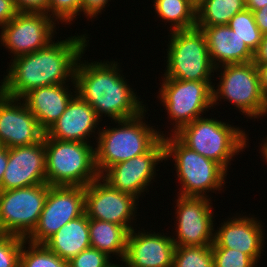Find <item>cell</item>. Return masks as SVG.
I'll return each mask as SVG.
<instances>
[{
	"instance_id": "6da1fadb",
	"label": "cell",
	"mask_w": 267,
	"mask_h": 267,
	"mask_svg": "<svg viewBox=\"0 0 267 267\" xmlns=\"http://www.w3.org/2000/svg\"><path fill=\"white\" fill-rule=\"evenodd\" d=\"M87 35L52 41L33 53L12 59L7 75L1 80L0 91L9 97L22 98L29 91L42 86L71 84L75 86V70L85 53ZM68 80V81H67Z\"/></svg>"
},
{
	"instance_id": "7a4b0ae2",
	"label": "cell",
	"mask_w": 267,
	"mask_h": 267,
	"mask_svg": "<svg viewBox=\"0 0 267 267\" xmlns=\"http://www.w3.org/2000/svg\"><path fill=\"white\" fill-rule=\"evenodd\" d=\"M81 58L75 70L73 92L89 103L98 117L105 114L118 121L136 117L146 109L120 74L119 63L114 60L83 62Z\"/></svg>"
},
{
	"instance_id": "3957f363",
	"label": "cell",
	"mask_w": 267,
	"mask_h": 267,
	"mask_svg": "<svg viewBox=\"0 0 267 267\" xmlns=\"http://www.w3.org/2000/svg\"><path fill=\"white\" fill-rule=\"evenodd\" d=\"M146 110L136 117L113 121L118 123L117 128L98 127L95 164L99 175L117 163L150 151L162 139L163 132L143 122Z\"/></svg>"
},
{
	"instance_id": "277c9868",
	"label": "cell",
	"mask_w": 267,
	"mask_h": 267,
	"mask_svg": "<svg viewBox=\"0 0 267 267\" xmlns=\"http://www.w3.org/2000/svg\"><path fill=\"white\" fill-rule=\"evenodd\" d=\"M240 129L216 118L201 117L183 126L174 135L185 146L227 171L232 157L247 147L248 135Z\"/></svg>"
},
{
	"instance_id": "5b68a950",
	"label": "cell",
	"mask_w": 267,
	"mask_h": 267,
	"mask_svg": "<svg viewBox=\"0 0 267 267\" xmlns=\"http://www.w3.org/2000/svg\"><path fill=\"white\" fill-rule=\"evenodd\" d=\"M44 144L48 185L86 187L100 176L91 143L56 140L45 134Z\"/></svg>"
},
{
	"instance_id": "8992f818",
	"label": "cell",
	"mask_w": 267,
	"mask_h": 267,
	"mask_svg": "<svg viewBox=\"0 0 267 267\" xmlns=\"http://www.w3.org/2000/svg\"><path fill=\"white\" fill-rule=\"evenodd\" d=\"M164 158H173L182 184L178 195L208 197L206 192L222 190L227 172L221 165L185 146L174 134L163 136ZM221 188V189H220Z\"/></svg>"
},
{
	"instance_id": "52a82bcc",
	"label": "cell",
	"mask_w": 267,
	"mask_h": 267,
	"mask_svg": "<svg viewBox=\"0 0 267 267\" xmlns=\"http://www.w3.org/2000/svg\"><path fill=\"white\" fill-rule=\"evenodd\" d=\"M167 44L164 78L182 81H211L217 72L211 62L205 35L197 27L171 31Z\"/></svg>"
},
{
	"instance_id": "ba28073f",
	"label": "cell",
	"mask_w": 267,
	"mask_h": 267,
	"mask_svg": "<svg viewBox=\"0 0 267 267\" xmlns=\"http://www.w3.org/2000/svg\"><path fill=\"white\" fill-rule=\"evenodd\" d=\"M222 68L224 70L219 75V84L212 89L213 106L218 105V100L225 99L250 119L266 116L267 99L262 94L259 73L254 62L227 64L220 69Z\"/></svg>"
},
{
	"instance_id": "9c48e42d",
	"label": "cell",
	"mask_w": 267,
	"mask_h": 267,
	"mask_svg": "<svg viewBox=\"0 0 267 267\" xmlns=\"http://www.w3.org/2000/svg\"><path fill=\"white\" fill-rule=\"evenodd\" d=\"M162 81L157 98L173 122L172 134L201 118L207 109L213 108L212 89L215 85H212V81H182L172 78H164Z\"/></svg>"
},
{
	"instance_id": "30bf717a",
	"label": "cell",
	"mask_w": 267,
	"mask_h": 267,
	"mask_svg": "<svg viewBox=\"0 0 267 267\" xmlns=\"http://www.w3.org/2000/svg\"><path fill=\"white\" fill-rule=\"evenodd\" d=\"M47 194V183L0 190V234L26 239L38 223Z\"/></svg>"
},
{
	"instance_id": "8fae6325",
	"label": "cell",
	"mask_w": 267,
	"mask_h": 267,
	"mask_svg": "<svg viewBox=\"0 0 267 267\" xmlns=\"http://www.w3.org/2000/svg\"><path fill=\"white\" fill-rule=\"evenodd\" d=\"M85 213V187L50 186L41 215L27 243L44 244L67 222Z\"/></svg>"
},
{
	"instance_id": "7c38bea8",
	"label": "cell",
	"mask_w": 267,
	"mask_h": 267,
	"mask_svg": "<svg viewBox=\"0 0 267 267\" xmlns=\"http://www.w3.org/2000/svg\"><path fill=\"white\" fill-rule=\"evenodd\" d=\"M54 22L47 13L18 12L1 28L0 42L14 58L33 53L53 41Z\"/></svg>"
},
{
	"instance_id": "4fadbf2b",
	"label": "cell",
	"mask_w": 267,
	"mask_h": 267,
	"mask_svg": "<svg viewBox=\"0 0 267 267\" xmlns=\"http://www.w3.org/2000/svg\"><path fill=\"white\" fill-rule=\"evenodd\" d=\"M137 201L133 195L111 187L100 176L85 187L87 217L124 226L129 232L134 228L131 221L136 217Z\"/></svg>"
},
{
	"instance_id": "5bb4252c",
	"label": "cell",
	"mask_w": 267,
	"mask_h": 267,
	"mask_svg": "<svg viewBox=\"0 0 267 267\" xmlns=\"http://www.w3.org/2000/svg\"><path fill=\"white\" fill-rule=\"evenodd\" d=\"M176 246H204L214 242V220L211 199L208 197L177 196ZM178 224V225H177Z\"/></svg>"
},
{
	"instance_id": "9a60e30c",
	"label": "cell",
	"mask_w": 267,
	"mask_h": 267,
	"mask_svg": "<svg viewBox=\"0 0 267 267\" xmlns=\"http://www.w3.org/2000/svg\"><path fill=\"white\" fill-rule=\"evenodd\" d=\"M163 160L164 143L161 139L150 151L111 166L100 177L111 187L139 199L155 179L156 165Z\"/></svg>"
},
{
	"instance_id": "2e32d148",
	"label": "cell",
	"mask_w": 267,
	"mask_h": 267,
	"mask_svg": "<svg viewBox=\"0 0 267 267\" xmlns=\"http://www.w3.org/2000/svg\"><path fill=\"white\" fill-rule=\"evenodd\" d=\"M44 135L24 101L0 91V143L4 148L32 145L40 142Z\"/></svg>"
},
{
	"instance_id": "e0dca14e",
	"label": "cell",
	"mask_w": 267,
	"mask_h": 267,
	"mask_svg": "<svg viewBox=\"0 0 267 267\" xmlns=\"http://www.w3.org/2000/svg\"><path fill=\"white\" fill-rule=\"evenodd\" d=\"M47 183L44 138L35 144L8 148V162L0 190Z\"/></svg>"
},
{
	"instance_id": "ac0fdd59",
	"label": "cell",
	"mask_w": 267,
	"mask_h": 267,
	"mask_svg": "<svg viewBox=\"0 0 267 267\" xmlns=\"http://www.w3.org/2000/svg\"><path fill=\"white\" fill-rule=\"evenodd\" d=\"M143 231L129 232L122 263L127 267H172L176 247L172 237Z\"/></svg>"
},
{
	"instance_id": "d6986e66",
	"label": "cell",
	"mask_w": 267,
	"mask_h": 267,
	"mask_svg": "<svg viewBox=\"0 0 267 267\" xmlns=\"http://www.w3.org/2000/svg\"><path fill=\"white\" fill-rule=\"evenodd\" d=\"M240 215L221 223V227L214 232V242L211 247L240 251L258 263L265 243L263 225L257 220V217Z\"/></svg>"
},
{
	"instance_id": "ffe728a7",
	"label": "cell",
	"mask_w": 267,
	"mask_h": 267,
	"mask_svg": "<svg viewBox=\"0 0 267 267\" xmlns=\"http://www.w3.org/2000/svg\"><path fill=\"white\" fill-rule=\"evenodd\" d=\"M100 121L93 107L76 94L45 134L56 140L90 143L89 137L96 133Z\"/></svg>"
},
{
	"instance_id": "44dd1931",
	"label": "cell",
	"mask_w": 267,
	"mask_h": 267,
	"mask_svg": "<svg viewBox=\"0 0 267 267\" xmlns=\"http://www.w3.org/2000/svg\"><path fill=\"white\" fill-rule=\"evenodd\" d=\"M196 27L205 35L215 70L227 64L253 61L254 52L228 25Z\"/></svg>"
},
{
	"instance_id": "7402d4cb",
	"label": "cell",
	"mask_w": 267,
	"mask_h": 267,
	"mask_svg": "<svg viewBox=\"0 0 267 267\" xmlns=\"http://www.w3.org/2000/svg\"><path fill=\"white\" fill-rule=\"evenodd\" d=\"M69 87L66 84L42 86L29 91L21 98L44 132L59 119L76 95Z\"/></svg>"
},
{
	"instance_id": "603a6c76",
	"label": "cell",
	"mask_w": 267,
	"mask_h": 267,
	"mask_svg": "<svg viewBox=\"0 0 267 267\" xmlns=\"http://www.w3.org/2000/svg\"><path fill=\"white\" fill-rule=\"evenodd\" d=\"M44 245L68 262L83 250L91 247L89 218L84 213L76 219L67 222Z\"/></svg>"
},
{
	"instance_id": "cb8c5ba5",
	"label": "cell",
	"mask_w": 267,
	"mask_h": 267,
	"mask_svg": "<svg viewBox=\"0 0 267 267\" xmlns=\"http://www.w3.org/2000/svg\"><path fill=\"white\" fill-rule=\"evenodd\" d=\"M128 234L129 231L124 226L98 219H89L91 247L105 252L109 257H112L110 256L112 253L123 261Z\"/></svg>"
},
{
	"instance_id": "d4e9b609",
	"label": "cell",
	"mask_w": 267,
	"mask_h": 267,
	"mask_svg": "<svg viewBox=\"0 0 267 267\" xmlns=\"http://www.w3.org/2000/svg\"><path fill=\"white\" fill-rule=\"evenodd\" d=\"M246 8L245 0H203L196 6V26L227 25Z\"/></svg>"
},
{
	"instance_id": "484cf974",
	"label": "cell",
	"mask_w": 267,
	"mask_h": 267,
	"mask_svg": "<svg viewBox=\"0 0 267 267\" xmlns=\"http://www.w3.org/2000/svg\"><path fill=\"white\" fill-rule=\"evenodd\" d=\"M159 18L171 23L170 31L196 27V5L192 0H153Z\"/></svg>"
},
{
	"instance_id": "4316f807",
	"label": "cell",
	"mask_w": 267,
	"mask_h": 267,
	"mask_svg": "<svg viewBox=\"0 0 267 267\" xmlns=\"http://www.w3.org/2000/svg\"><path fill=\"white\" fill-rule=\"evenodd\" d=\"M28 244L29 247H26V240L22 244L19 267H68L67 261L50 251L44 244Z\"/></svg>"
},
{
	"instance_id": "83f0119b",
	"label": "cell",
	"mask_w": 267,
	"mask_h": 267,
	"mask_svg": "<svg viewBox=\"0 0 267 267\" xmlns=\"http://www.w3.org/2000/svg\"><path fill=\"white\" fill-rule=\"evenodd\" d=\"M246 45L255 52L262 40L263 34L257 26L253 12L246 8L235 14L227 24Z\"/></svg>"
},
{
	"instance_id": "f1b7e54d",
	"label": "cell",
	"mask_w": 267,
	"mask_h": 267,
	"mask_svg": "<svg viewBox=\"0 0 267 267\" xmlns=\"http://www.w3.org/2000/svg\"><path fill=\"white\" fill-rule=\"evenodd\" d=\"M172 267H214L211 245L176 246Z\"/></svg>"
},
{
	"instance_id": "f546056e",
	"label": "cell",
	"mask_w": 267,
	"mask_h": 267,
	"mask_svg": "<svg viewBox=\"0 0 267 267\" xmlns=\"http://www.w3.org/2000/svg\"><path fill=\"white\" fill-rule=\"evenodd\" d=\"M214 267H255L257 264L250 256L240 251L212 247Z\"/></svg>"
},
{
	"instance_id": "4dcf8cb0",
	"label": "cell",
	"mask_w": 267,
	"mask_h": 267,
	"mask_svg": "<svg viewBox=\"0 0 267 267\" xmlns=\"http://www.w3.org/2000/svg\"><path fill=\"white\" fill-rule=\"evenodd\" d=\"M24 238L0 234V267H19V256Z\"/></svg>"
},
{
	"instance_id": "1f68e13d",
	"label": "cell",
	"mask_w": 267,
	"mask_h": 267,
	"mask_svg": "<svg viewBox=\"0 0 267 267\" xmlns=\"http://www.w3.org/2000/svg\"><path fill=\"white\" fill-rule=\"evenodd\" d=\"M82 0H49L47 14L55 23L61 21L69 24L81 13ZM51 12V13H50ZM79 12V13H78ZM59 20V22H58Z\"/></svg>"
},
{
	"instance_id": "d6a6232c",
	"label": "cell",
	"mask_w": 267,
	"mask_h": 267,
	"mask_svg": "<svg viewBox=\"0 0 267 267\" xmlns=\"http://www.w3.org/2000/svg\"><path fill=\"white\" fill-rule=\"evenodd\" d=\"M110 257L102 251L89 247L68 261V267H108Z\"/></svg>"
},
{
	"instance_id": "836d02e7",
	"label": "cell",
	"mask_w": 267,
	"mask_h": 267,
	"mask_svg": "<svg viewBox=\"0 0 267 267\" xmlns=\"http://www.w3.org/2000/svg\"><path fill=\"white\" fill-rule=\"evenodd\" d=\"M19 12L47 13L49 0H13Z\"/></svg>"
},
{
	"instance_id": "e575fe53",
	"label": "cell",
	"mask_w": 267,
	"mask_h": 267,
	"mask_svg": "<svg viewBox=\"0 0 267 267\" xmlns=\"http://www.w3.org/2000/svg\"><path fill=\"white\" fill-rule=\"evenodd\" d=\"M108 0H82L81 12L86 15V18H93L101 13L103 8H105Z\"/></svg>"
},
{
	"instance_id": "d590c367",
	"label": "cell",
	"mask_w": 267,
	"mask_h": 267,
	"mask_svg": "<svg viewBox=\"0 0 267 267\" xmlns=\"http://www.w3.org/2000/svg\"><path fill=\"white\" fill-rule=\"evenodd\" d=\"M18 12L13 0H0V28L5 26Z\"/></svg>"
},
{
	"instance_id": "8d00e7d4",
	"label": "cell",
	"mask_w": 267,
	"mask_h": 267,
	"mask_svg": "<svg viewBox=\"0 0 267 267\" xmlns=\"http://www.w3.org/2000/svg\"><path fill=\"white\" fill-rule=\"evenodd\" d=\"M254 64L267 63V34L262 36L258 49L254 52Z\"/></svg>"
},
{
	"instance_id": "74e56055",
	"label": "cell",
	"mask_w": 267,
	"mask_h": 267,
	"mask_svg": "<svg viewBox=\"0 0 267 267\" xmlns=\"http://www.w3.org/2000/svg\"><path fill=\"white\" fill-rule=\"evenodd\" d=\"M253 14L261 33L263 35L267 34V5L264 8L253 11Z\"/></svg>"
},
{
	"instance_id": "f35d334b",
	"label": "cell",
	"mask_w": 267,
	"mask_h": 267,
	"mask_svg": "<svg viewBox=\"0 0 267 267\" xmlns=\"http://www.w3.org/2000/svg\"><path fill=\"white\" fill-rule=\"evenodd\" d=\"M259 73L260 88L263 96L267 99V63L255 64Z\"/></svg>"
},
{
	"instance_id": "ab89813d",
	"label": "cell",
	"mask_w": 267,
	"mask_h": 267,
	"mask_svg": "<svg viewBox=\"0 0 267 267\" xmlns=\"http://www.w3.org/2000/svg\"><path fill=\"white\" fill-rule=\"evenodd\" d=\"M8 162V148L0 150V186Z\"/></svg>"
},
{
	"instance_id": "60d3db41",
	"label": "cell",
	"mask_w": 267,
	"mask_h": 267,
	"mask_svg": "<svg viewBox=\"0 0 267 267\" xmlns=\"http://www.w3.org/2000/svg\"><path fill=\"white\" fill-rule=\"evenodd\" d=\"M247 8L252 12L260 8H264L267 5V0H245Z\"/></svg>"
},
{
	"instance_id": "b9f144b4",
	"label": "cell",
	"mask_w": 267,
	"mask_h": 267,
	"mask_svg": "<svg viewBox=\"0 0 267 267\" xmlns=\"http://www.w3.org/2000/svg\"><path fill=\"white\" fill-rule=\"evenodd\" d=\"M262 143H264V144L262 145ZM262 143L260 144L262 147V148L260 147V150H261L260 152L262 153L261 156H263V159H265L266 163H267V137H266V139L263 140Z\"/></svg>"
},
{
	"instance_id": "7bdbcfd3",
	"label": "cell",
	"mask_w": 267,
	"mask_h": 267,
	"mask_svg": "<svg viewBox=\"0 0 267 267\" xmlns=\"http://www.w3.org/2000/svg\"><path fill=\"white\" fill-rule=\"evenodd\" d=\"M203 0H192V2L197 6L200 4Z\"/></svg>"
},
{
	"instance_id": "ee69618b",
	"label": "cell",
	"mask_w": 267,
	"mask_h": 267,
	"mask_svg": "<svg viewBox=\"0 0 267 267\" xmlns=\"http://www.w3.org/2000/svg\"><path fill=\"white\" fill-rule=\"evenodd\" d=\"M108 267H121L119 264H114V263H112L110 266H108Z\"/></svg>"
},
{
	"instance_id": "f6af8a7d",
	"label": "cell",
	"mask_w": 267,
	"mask_h": 267,
	"mask_svg": "<svg viewBox=\"0 0 267 267\" xmlns=\"http://www.w3.org/2000/svg\"><path fill=\"white\" fill-rule=\"evenodd\" d=\"M4 147H3V145L0 143V150H2Z\"/></svg>"
}]
</instances>
